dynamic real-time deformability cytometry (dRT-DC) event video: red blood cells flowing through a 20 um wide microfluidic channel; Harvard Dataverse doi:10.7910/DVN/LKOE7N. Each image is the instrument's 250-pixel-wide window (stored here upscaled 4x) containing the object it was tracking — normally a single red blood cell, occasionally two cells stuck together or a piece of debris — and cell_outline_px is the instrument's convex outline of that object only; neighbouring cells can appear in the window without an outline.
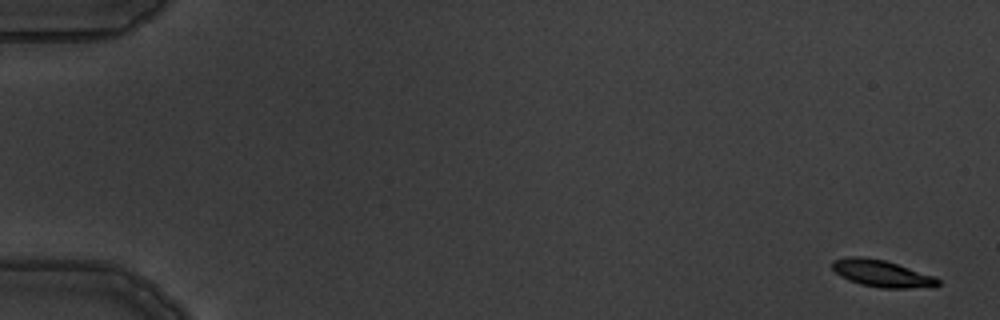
{"species": "common noctule bat (a hibernating species)", "species_latin": "Nyctalus noctula", "temperature_condition": "warm", "stored_images_in_passage": 8, "camera_frame_rate_fps": 3000, "um_per_image_px": 0.085, "animal": {"sex": "male", "body_mass_g": 19.5, "forearm_length_mm": 54.6}, "frame": {"image": 1, "passage_image": 1, "time_ms": 0.0, "image_size_px": [1000, 320], "cell_outline_px": [[940, 284], [908, 288], [880, 288], [860, 284], [848, 280], [840, 276], [832, 268], [832, 260], [848, 256], [864, 256], [884, 260], [932, 276], [940, 280]], "centroid_in_image_um": [74.84, 23.23], "position_along_channel_um": 10.2, "area_um2": 16.24}}
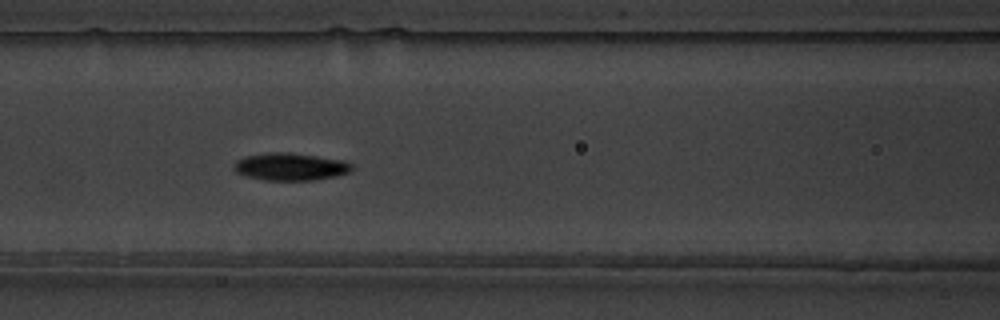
{"frame": {"image": 2, "passage_image": 7, "time_ms": 7.667, "image_size_px": [1000, 320], "cell_outline_px": [[352, 168], [348, 172], [336, 176], [316, 180], [264, 180], [248, 176], [236, 172], [236, 160], [244, 156], [268, 152], [288, 152], [344, 160], [352, 164]], "centroid_in_image_um": [24.7, 14.16], "position_along_channel_um": 141.9, "area_um2": 18.73}}
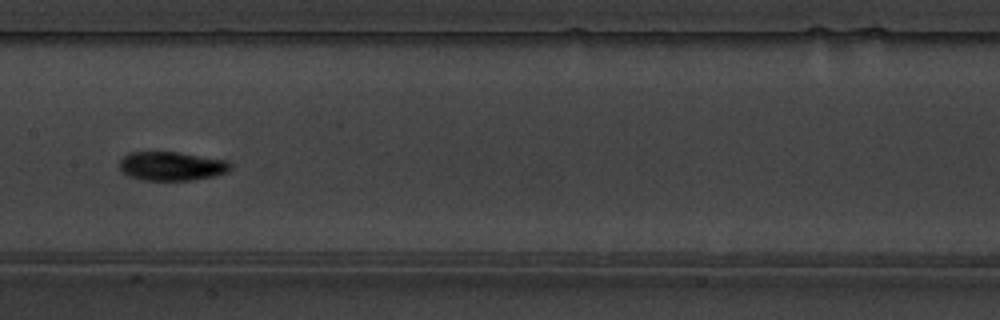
{"frame": {"image": 3, "passage_image": 8, "time_ms": 9.0, "image_size_px": [1000, 320], "cell_outline_px": [[232, 168], [228, 172], [216, 176], [192, 180], [140, 180], [128, 176], [120, 172], [120, 160], [128, 152], [176, 152], [228, 160], [232, 164]], "centroid_in_image_um": [14.6, 14.13], "position_along_channel_um": 192.8, "area_um2": 18.96}}